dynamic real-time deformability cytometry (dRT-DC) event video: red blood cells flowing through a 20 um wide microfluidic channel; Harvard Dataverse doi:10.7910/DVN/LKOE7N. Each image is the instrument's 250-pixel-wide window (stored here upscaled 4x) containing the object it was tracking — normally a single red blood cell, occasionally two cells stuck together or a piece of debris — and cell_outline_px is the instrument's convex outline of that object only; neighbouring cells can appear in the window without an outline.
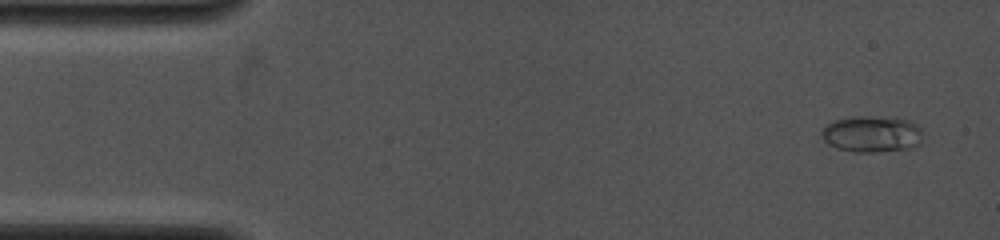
{"species": "common noctule bat (a hibernating species)", "species_latin": "Nyctalus noctula", "temperature_condition": "cold", "stored_images_in_passage": 5, "camera_frame_rate_fps": 4000, "um_per_image_px": 0.085, "animal": {"sex": "female", "body_mass_g": 19.0, "forearm_length_mm": 53.3}, "frame": {"image": 1, "passage_image": 1, "time_ms": 0.0, "image_size_px": [1000, 240], "cell_outline_px": [[920, 144], [908, 148], [872, 152], [856, 152], [836, 148], [828, 144], [820, 136], [820, 132], [828, 124], [836, 120], [852, 116], [868, 116], [908, 120], [916, 124], [920, 128]], "centroid_in_image_um": [74.05, 11.39], "position_along_channel_um": 10.9, "area_um2": 21.15}}
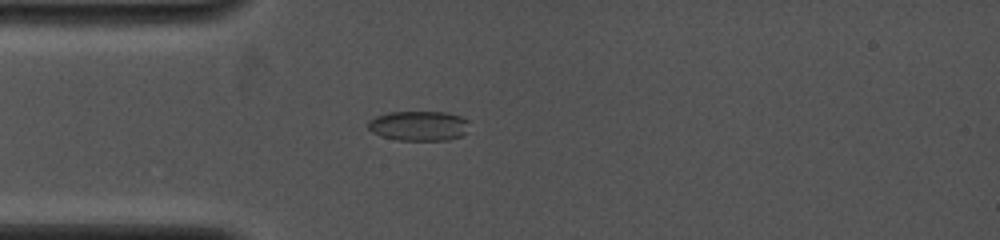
{"frame": {"image": 2, "passage_image": 5, "time_ms": 3.25, "image_size_px": [1000, 240], "cell_outline_px": [[468, 120], [464, 132], [460, 136], [444, 140], [396, 140], [380, 136], [372, 132], [368, 128], [368, 120], [376, 116], [388, 112], [444, 112], [460, 116]], "centroid_in_image_um": [35.52, 10.69], "position_along_channel_um": 49.5, "area_um2": 17.46}}